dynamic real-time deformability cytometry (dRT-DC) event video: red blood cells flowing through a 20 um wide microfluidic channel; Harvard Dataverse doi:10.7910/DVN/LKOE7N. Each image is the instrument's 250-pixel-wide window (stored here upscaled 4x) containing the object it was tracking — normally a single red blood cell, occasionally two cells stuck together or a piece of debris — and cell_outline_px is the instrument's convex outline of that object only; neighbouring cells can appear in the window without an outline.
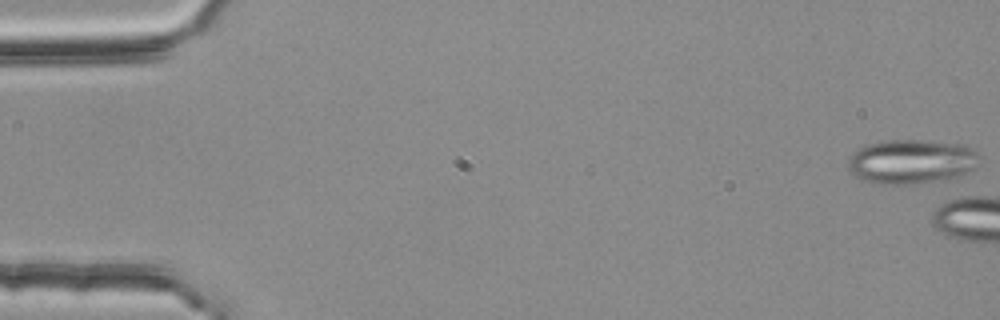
{"species": "common noctule bat (a hibernating species)", "species_latin": "Nyctalus noctula", "temperature_condition": "room temperature", "stored_images_in_passage": 5, "camera_frame_rate_fps": 3000, "um_per_image_px": 0.085, "animal": {"sex": "female", "body_mass_g": 25.1}, "frame": {"image": 1, "passage_image": 1, "time_ms": 0.0, "image_size_px": [1000, 320], "cell_outline_px": [[980, 160], [976, 168], [968, 172], [956, 176], [912, 184], [876, 184], [860, 180], [848, 172], [848, 160], [852, 152], [868, 144], [884, 140], [916, 140], [964, 144], [976, 148]], "centroid_in_image_um": [77.45, 13.73], "position_along_channel_um": 7.5, "area_um2": 34.28}}